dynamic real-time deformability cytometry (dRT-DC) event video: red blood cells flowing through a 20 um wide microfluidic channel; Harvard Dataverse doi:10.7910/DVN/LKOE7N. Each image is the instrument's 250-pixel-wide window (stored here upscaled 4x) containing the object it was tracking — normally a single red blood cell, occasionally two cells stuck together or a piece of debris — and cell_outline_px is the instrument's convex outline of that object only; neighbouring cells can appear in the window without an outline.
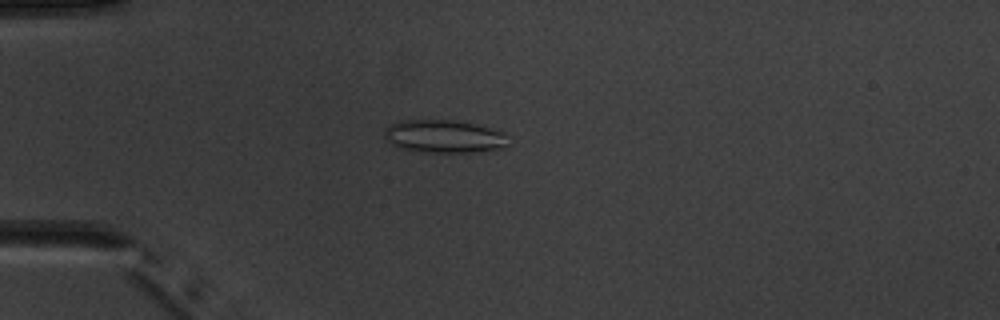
{"species": "common noctule bat (a hibernating species)", "species_latin": "Nyctalus noctula", "temperature_condition": "warm", "stored_images_in_passage": 6, "camera_frame_rate_fps": 3000, "um_per_image_px": 0.085, "animal": {"sex": "male", "body_mass_g": 20.1, "forearm_length_mm": 53.5}, "frame": {"image": 1, "passage_image": 4, "time_ms": 3.667, "image_size_px": [1000, 320], "cell_outline_px": [[508, 136], [504, 144], [496, 148], [480, 152], [424, 152], [400, 148], [392, 144], [384, 136], [384, 128], [400, 120], [452, 120], [476, 124], [504, 132]], "centroid_in_image_um": [37.69, 11.58], "position_along_channel_um": 47.3, "area_um2": 23.52}}
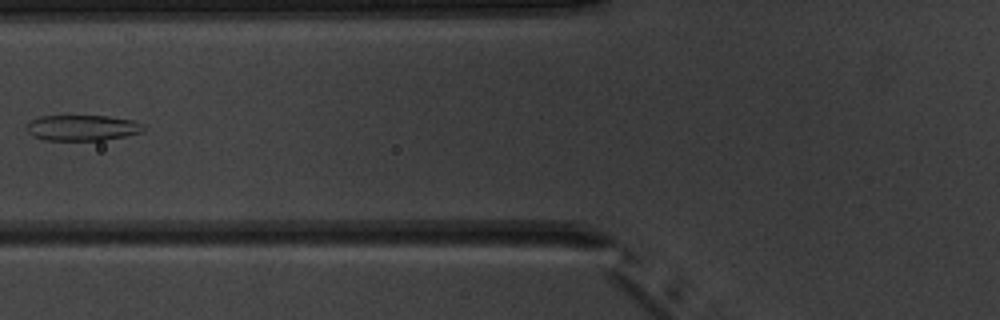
{"frame": {"image": 2, "passage_image": 6, "time_ms": 6.0, "image_size_px": [1000, 320], "cell_outline_px": [[144, 128], [140, 132], [124, 136], [104, 140], [44, 140], [32, 136], [28, 132], [28, 124], [32, 120], [40, 116], [108, 116], [132, 120], [140, 124]], "centroid_in_image_um": [6.96, 10.86], "position_along_channel_um": 118.8, "area_um2": 17.22}}